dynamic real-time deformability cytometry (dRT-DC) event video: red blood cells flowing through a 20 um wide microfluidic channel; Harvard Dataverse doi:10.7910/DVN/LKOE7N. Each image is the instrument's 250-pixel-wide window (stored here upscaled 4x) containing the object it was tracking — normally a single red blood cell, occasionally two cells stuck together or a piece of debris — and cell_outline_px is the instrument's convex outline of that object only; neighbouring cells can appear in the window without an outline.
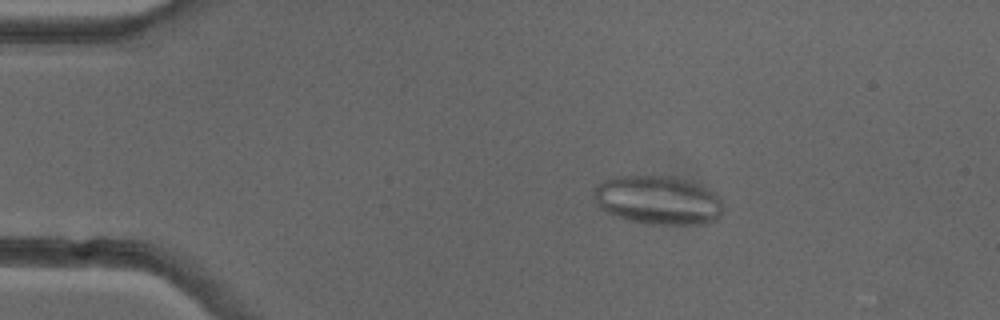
{"species": "common noctule bat (a hibernating species)", "species_latin": "Nyctalus noctula", "temperature_condition": "cold", "stored_images_in_passage": 51, "segment_of_instrument_passage": [1, 2], "camera_frame_rate_fps": 3000, "um_per_image_px": 0.085, "animal": {"sex": "female"}, "frame": {"image": 1, "passage_image": 9, "time_ms": 2.667, "image_size_px": [1000, 320], "cell_outline_px": [[724, 208], [720, 216], [716, 220], [700, 224], [652, 224], [628, 220], [612, 216], [604, 212], [596, 204], [592, 192], [596, 184], [604, 180], [620, 176], [672, 176], [696, 184], [716, 192], [720, 196]], "centroid_in_image_um": [55.91, 17.02], "position_along_channel_um": 29.1, "area_um2": 37.11}}